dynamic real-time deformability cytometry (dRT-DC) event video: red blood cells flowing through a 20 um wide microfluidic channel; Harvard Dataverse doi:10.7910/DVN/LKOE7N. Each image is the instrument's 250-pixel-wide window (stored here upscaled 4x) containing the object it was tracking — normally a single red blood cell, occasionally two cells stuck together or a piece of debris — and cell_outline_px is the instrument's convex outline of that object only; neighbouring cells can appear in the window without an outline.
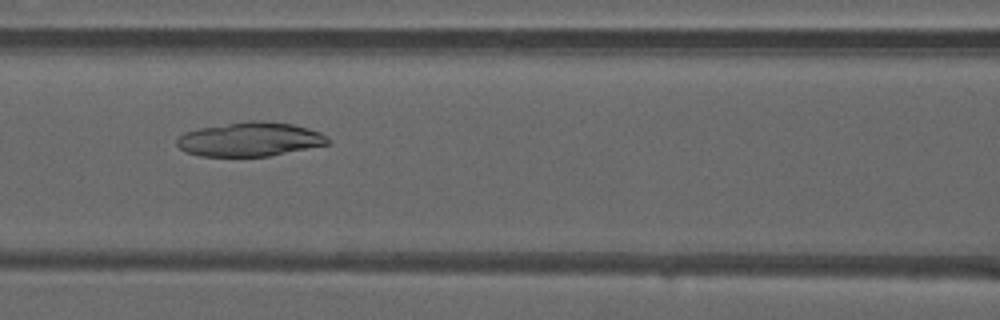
{"species": "common noctule bat (a hibernating species)", "species_latin": "Nyctalus noctula", "temperature_condition": "warm", "stored_images_in_passage": 43, "camera_frame_rate_fps": 3000, "um_per_image_px": 0.085, "animal": {"sex": "male", "forearm_length_mm": 52.5}, "frame": {"image": 1, "passage_image": 15, "time_ms": 4.667, "image_size_px": [1000, 320], "cell_outline_px": [[332, 144], [268, 156], [200, 156], [184, 152], [176, 144], [176, 140], [184, 132], [200, 128], [248, 120], [260, 120], [292, 124], [308, 128], [320, 132], [328, 136], [332, 140]], "centroid_in_image_um": [21.29, 11.84], "position_along_channel_um": 145.3, "area_um2": 30.29}}
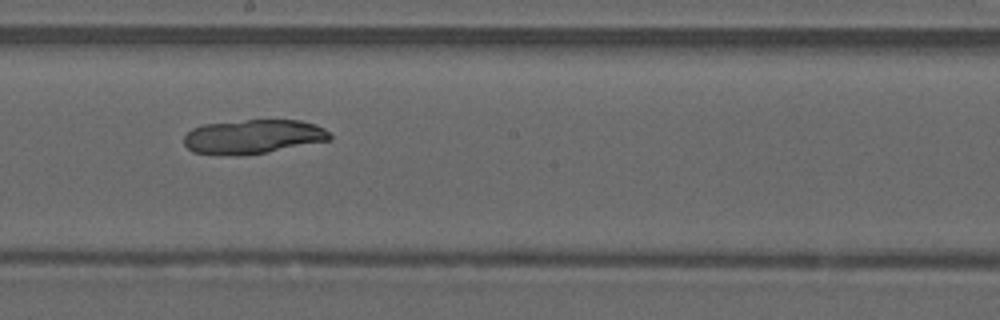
{"frame": {"image": 2, "passage_image": 21, "time_ms": 6.667, "image_size_px": [1000, 320], "cell_outline_px": [[332, 140], [268, 152], [236, 156], [192, 152], [184, 144], [184, 136], [192, 128], [204, 124], [244, 120], [300, 120], [316, 124], [324, 128], [332, 136]], "centroid_in_image_um": [21.53, 11.62], "position_along_channel_um": 226.7, "area_um2": 29.25}}
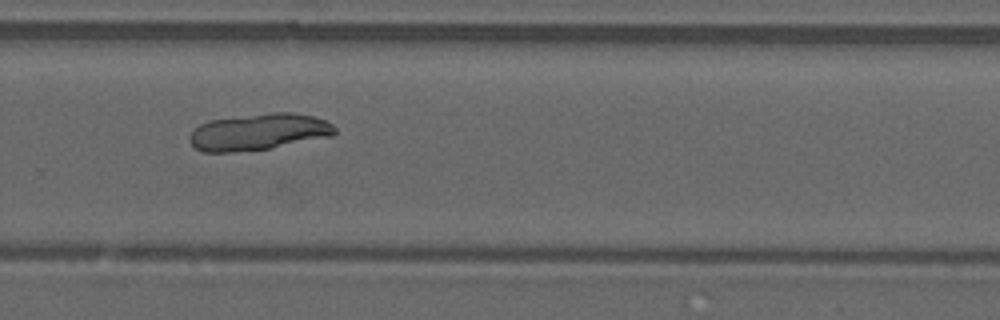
{"frame": {"image": 3, "passage_image": 27, "time_ms": 8.667, "image_size_px": [1000, 320], "cell_outline_px": [[336, 132], [332, 136], [272, 148], [232, 152], [204, 152], [196, 148], [188, 140], [188, 136], [192, 128], [208, 120], [272, 112], [292, 112], [312, 116], [324, 120], [332, 124], [336, 128]], "centroid_in_image_um": [21.96, 11.21], "position_along_channel_um": 307.8, "area_um2": 31.15}}